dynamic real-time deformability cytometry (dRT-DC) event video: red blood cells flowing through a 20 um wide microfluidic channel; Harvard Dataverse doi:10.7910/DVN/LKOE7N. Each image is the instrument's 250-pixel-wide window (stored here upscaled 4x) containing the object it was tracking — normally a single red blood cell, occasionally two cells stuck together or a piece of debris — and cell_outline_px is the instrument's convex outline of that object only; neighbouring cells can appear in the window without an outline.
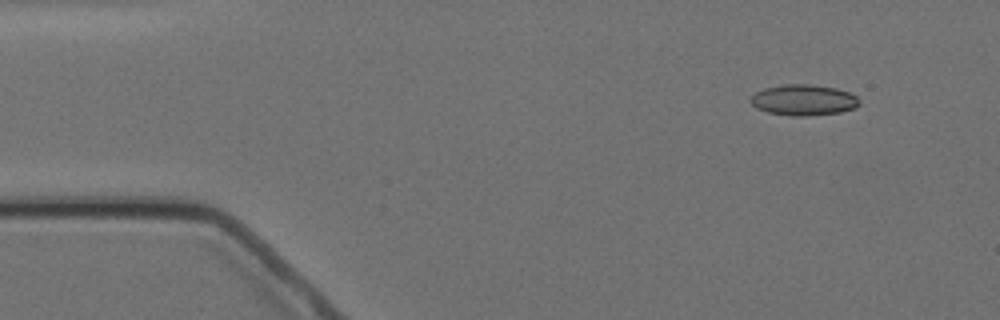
{"species": "Egyptian fruit bat (a non-hibernating species)", "species_latin": "Rousettus aegyptiacus", "temperature_condition": "cold", "stored_images_in_passage": 7, "camera_frame_rate_fps": 3000, "um_per_image_px": 0.085, "animal": {"sex": "female"}, "frame": {"image": 1, "passage_image": 1, "time_ms": 0.0, "image_size_px": [1000, 320], "cell_outline_px": [[860, 104], [856, 108], [840, 112], [808, 116], [792, 116], [768, 112], [756, 108], [748, 100], [756, 92], [764, 88], [784, 84], [812, 84], [836, 88], [848, 92], [856, 96], [860, 100]], "centroid_in_image_um": [68.31, 8.5], "position_along_channel_um": 16.7, "area_um2": 19.71}}
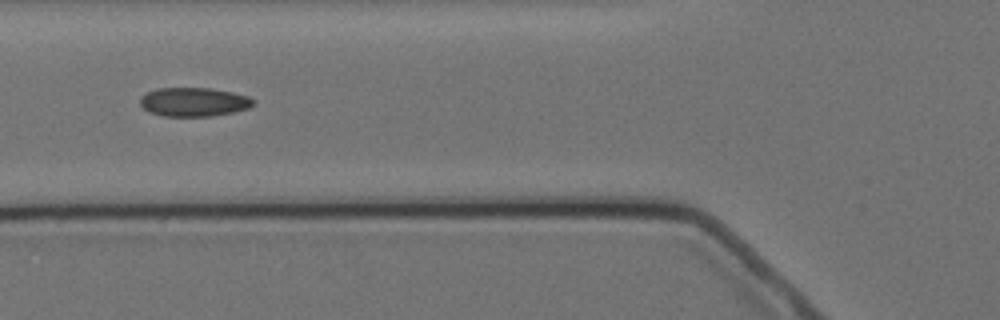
{"frame": {"image": 2, "passage_image": 5, "time_ms": 5.0, "image_size_px": [1000, 320], "cell_outline_px": [[256, 104], [248, 108], [232, 112], [212, 116], [160, 116], [148, 112], [140, 104], [140, 96], [156, 88], [212, 88], [232, 92], [248, 96], [256, 100]], "centroid_in_image_um": [16.47, 8.66], "position_along_channel_um": 109.3, "area_um2": 19.25}}
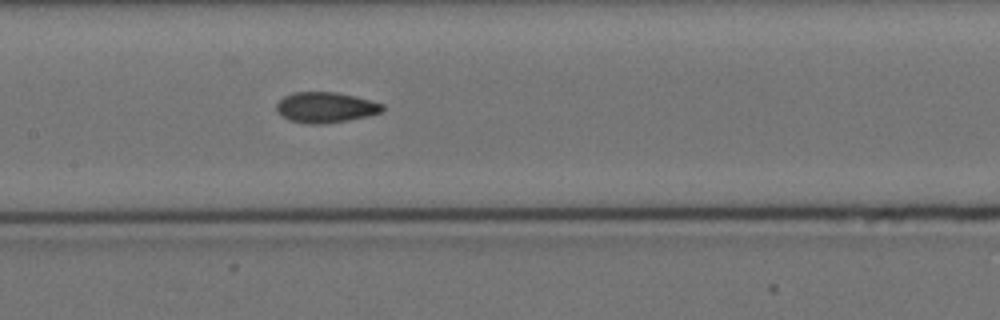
{"frame": {"image": 3, "passage_image": 7, "time_ms": 7.0, "image_size_px": [1000, 320], "cell_outline_px": [[384, 112], [368, 116], [348, 120], [320, 124], [308, 124], [288, 120], [276, 108], [276, 104], [284, 96], [292, 92], [336, 92], [384, 104]], "centroid_in_image_um": [27.69, 9.13], "position_along_channel_um": 179.7, "area_um2": 18.73}}